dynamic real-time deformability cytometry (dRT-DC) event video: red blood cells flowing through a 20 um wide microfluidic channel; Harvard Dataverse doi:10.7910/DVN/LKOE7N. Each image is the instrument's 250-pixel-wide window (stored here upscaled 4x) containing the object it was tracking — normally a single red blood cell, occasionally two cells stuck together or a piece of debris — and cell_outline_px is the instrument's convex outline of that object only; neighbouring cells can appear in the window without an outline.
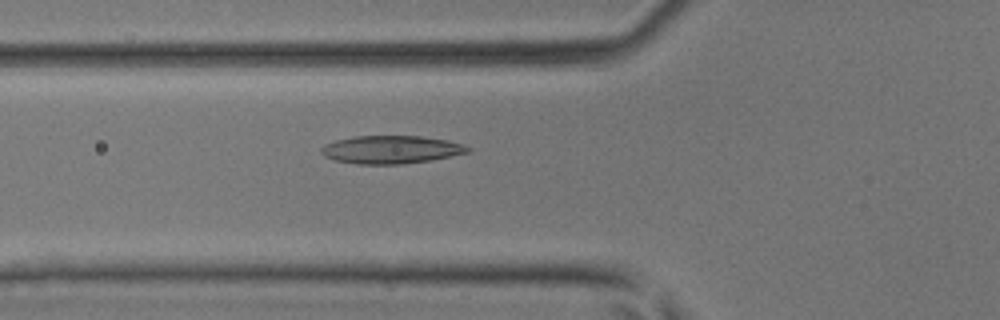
{"species": "common noctule bat (a hibernating species)", "species_latin": "Nyctalus noctula", "temperature_condition": "room temperature", "stored_images_in_passage": 9, "camera_frame_rate_fps": 3000, "um_per_image_px": 0.085, "animal": {"sex": "male", "body_mass_g": 17.9, "forearm_length_mm": 54.2}, "frame": {"image": 1, "passage_image": 3, "time_ms": 0.667, "image_size_px": [1000, 320], "cell_outline_px": [[472, 148], [468, 152], [432, 160], [400, 164], [356, 164], [332, 160], [324, 156], [320, 152], [320, 148], [324, 144], [336, 140], [352, 136], [420, 136], [448, 140], [464, 144]], "centroid_in_image_um": [33.21, 12.71], "position_along_channel_um": 92.6, "area_um2": 24.1}}
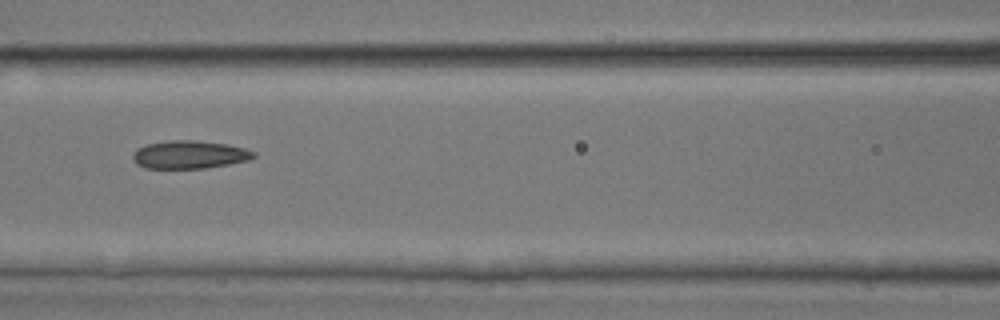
{"frame": {"image": 2, "passage_image": 6, "time_ms": 1.667, "image_size_px": [1000, 320], "cell_outline_px": [[256, 156], [248, 160], [228, 164], [204, 168], [144, 168], [136, 164], [132, 156], [136, 148], [148, 144], [168, 140], [196, 140], [228, 144], [244, 148], [256, 152]], "centroid_in_image_um": [16.1, 13.14], "position_along_channel_um": 150.5, "area_um2": 19.77}}